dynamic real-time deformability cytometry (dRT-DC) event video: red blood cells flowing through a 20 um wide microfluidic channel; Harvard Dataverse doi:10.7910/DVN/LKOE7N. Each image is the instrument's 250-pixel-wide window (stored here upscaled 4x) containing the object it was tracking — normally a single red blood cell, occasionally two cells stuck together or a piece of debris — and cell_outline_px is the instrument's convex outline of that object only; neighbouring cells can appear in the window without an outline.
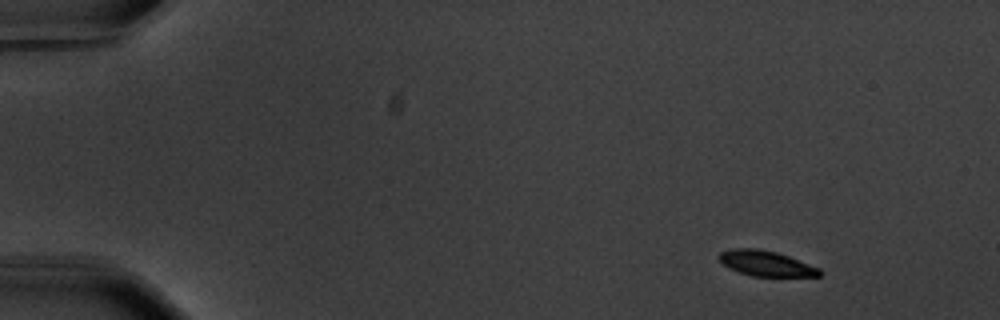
{"species": "common noctule bat (a hibernating species)", "species_latin": "Nyctalus noctula", "temperature_condition": "warm", "stored_images_in_passage": 52, "camera_frame_rate_fps": 3000, "um_per_image_px": 0.085, "animal": {"sex": "male", "body_mass_g": 20.1, "forearm_length_mm": 53.5}, "frame": {"image": 1, "passage_image": 1, "time_ms": 0.0, "image_size_px": [1000, 320], "cell_outline_px": [[824, 272], [820, 276], [752, 276], [728, 268], [720, 260], [720, 252], [732, 248], [756, 248], [776, 252], [788, 256], [820, 268]], "centroid_in_image_um": [65.14, 22.39], "position_along_channel_um": 19.9, "area_um2": 14.74}}
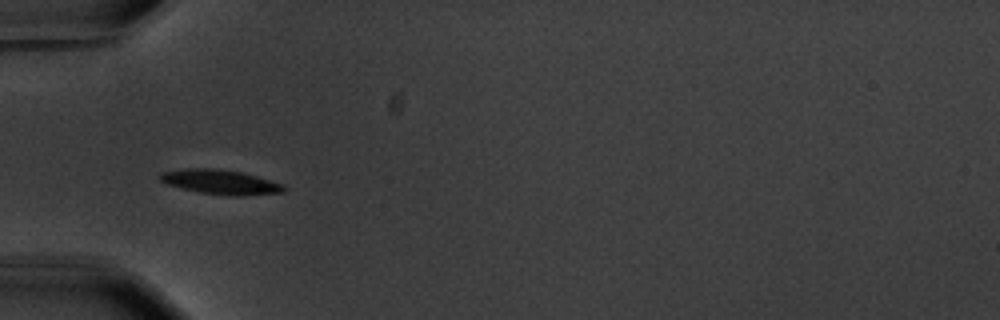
{"frame": {"image": 2, "passage_image": 14, "time_ms": 4.333, "image_size_px": [1000, 320], "cell_outline_px": [[288, 188], [284, 192], [244, 196], [224, 196], [200, 192], [168, 184], [160, 180], [156, 176], [160, 172], [184, 168], [220, 168], [240, 172], [256, 176], [284, 184]], "centroid_in_image_um": [18.75, 15.47], "position_along_channel_um": 66.2, "area_um2": 17.98}}
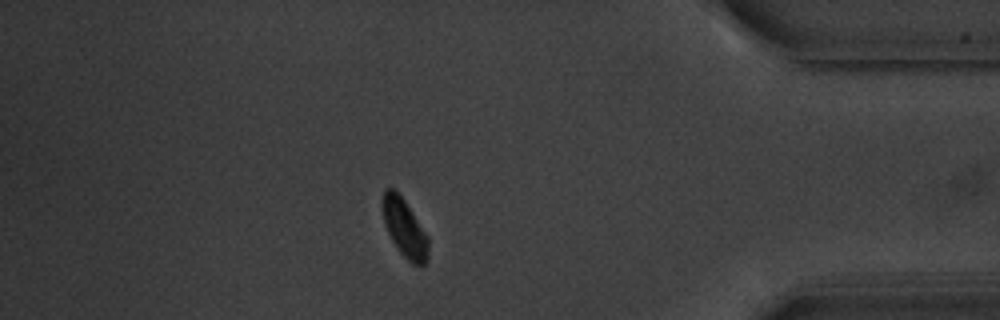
{"frame": {"image": 3, "passage_image": 45, "time_ms": 14.667, "image_size_px": [1000, 320], "cell_outline_px": [[428, 260], [424, 264], [412, 264], [396, 248], [384, 224], [380, 204], [380, 200], [384, 188], [392, 188], [404, 200], [428, 236]], "centroid_in_image_um": [34.34, 19.36], "position_along_channel_um": 400.9, "area_um2": 15.61}, "authors_computed_cell_mechanics": {"area_um2": 16.3863, "velocity_mm_per_s": 3.5516, "shape_relaxation_time_tau1_ms": 1.5145, "shape_relaxation_time_tau2_ms": null, "deformation_change_tau1": 0.1405, "deformation_change_tau2": null}}